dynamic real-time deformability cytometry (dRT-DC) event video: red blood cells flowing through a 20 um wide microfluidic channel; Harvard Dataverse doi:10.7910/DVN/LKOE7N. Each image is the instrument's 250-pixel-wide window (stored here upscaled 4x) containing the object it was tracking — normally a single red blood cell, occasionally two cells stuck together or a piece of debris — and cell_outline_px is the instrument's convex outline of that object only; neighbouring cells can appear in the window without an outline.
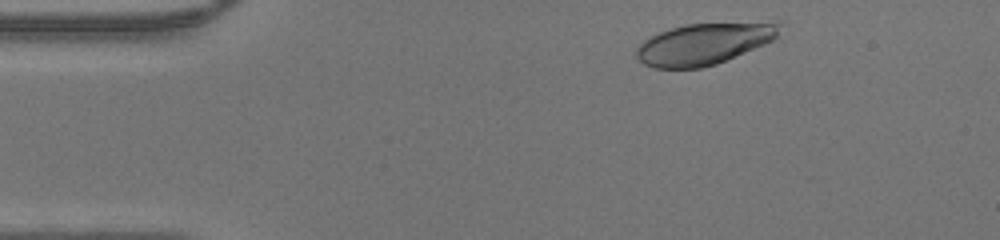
{"species": "human", "species_latin": "Homo sapiens", "temperature_condition": "warm", "stored_images_in_passage": 42, "camera_frame_rate_fps": 3000, "um_per_image_px": 0.085, "donor": {"sex": "male"}, "frame": {"image": 1, "passage_image": 2, "time_ms": 0.333, "image_size_px": [1000, 240], "cell_outline_px": [[784, 24], [776, 36], [772, 40], [764, 44], [716, 64], [700, 68], [652, 68], [644, 64], [636, 56], [636, 48], [644, 40], [660, 32], [684, 24], [780, 20]], "centroid_in_image_um": [59.91, 3.68], "position_along_channel_um": 25.1, "area_um2": 35.03}}
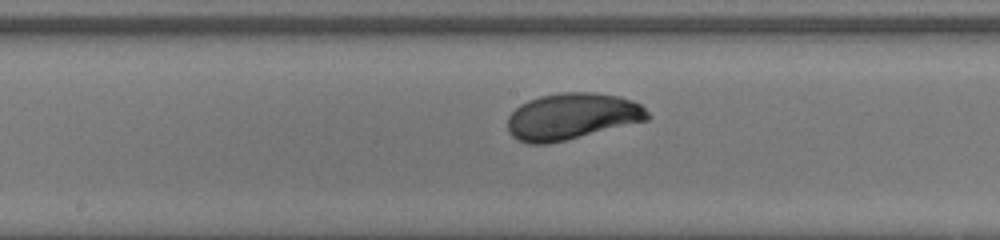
{"frame": {"image": 2, "passage_image": 19, "time_ms": 6.0, "image_size_px": [1000, 240], "cell_outline_px": [[652, 116], [648, 120], [548, 144], [528, 144], [512, 136], [508, 132], [508, 116], [520, 104], [528, 100], [540, 96], [560, 92], [592, 92], [620, 96], [632, 100], [640, 104]], "centroid_in_image_um": [48.61, 9.88], "position_along_channel_um": 199.6, "area_um2": 37.92}}
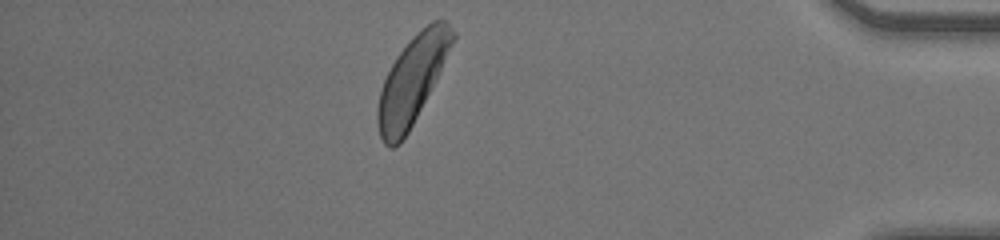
{"frame": {"image": 3, "passage_image": 36, "time_ms": 11.667, "image_size_px": [1000, 240], "cell_outline_px": [[456, 36], [436, 80], [408, 132], [400, 144], [392, 148], [388, 148], [384, 144], [380, 136], [376, 120], [376, 108], [380, 92], [384, 80], [396, 56], [412, 36], [432, 20], [444, 20], [456, 32]], "centroid_in_image_um": [35.01, 6.83], "position_along_channel_um": 400.2, "area_um2": 37.86}}